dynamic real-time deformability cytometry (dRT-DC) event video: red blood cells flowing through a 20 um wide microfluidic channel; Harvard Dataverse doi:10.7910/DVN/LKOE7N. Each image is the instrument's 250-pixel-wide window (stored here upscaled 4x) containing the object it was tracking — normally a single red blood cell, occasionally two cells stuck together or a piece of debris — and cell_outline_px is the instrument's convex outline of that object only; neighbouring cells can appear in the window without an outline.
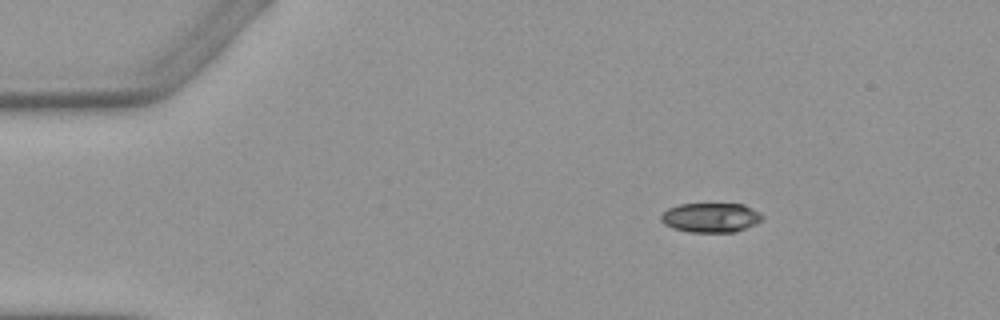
{"species": "Egyptian fruit bat (a non-hibernating species)", "species_latin": "Rousettus aegyptiacus", "temperature_condition": "warm", "stored_images_in_passage": 3, "camera_frame_rate_fps": 3000, "um_per_image_px": 0.085, "animal": {"sex": "female"}, "frame": {"image": 1, "passage_image": 1, "time_ms": 0.0, "image_size_px": [1000, 320], "cell_outline_px": [[764, 220], [756, 224], [736, 232], [688, 232], [672, 228], [664, 224], [660, 220], [660, 216], [668, 208], [680, 204], [744, 204], [760, 212], [764, 216]], "centroid_in_image_um": [60.44, 18.5], "position_along_channel_um": 24.6, "area_um2": 17.63}}